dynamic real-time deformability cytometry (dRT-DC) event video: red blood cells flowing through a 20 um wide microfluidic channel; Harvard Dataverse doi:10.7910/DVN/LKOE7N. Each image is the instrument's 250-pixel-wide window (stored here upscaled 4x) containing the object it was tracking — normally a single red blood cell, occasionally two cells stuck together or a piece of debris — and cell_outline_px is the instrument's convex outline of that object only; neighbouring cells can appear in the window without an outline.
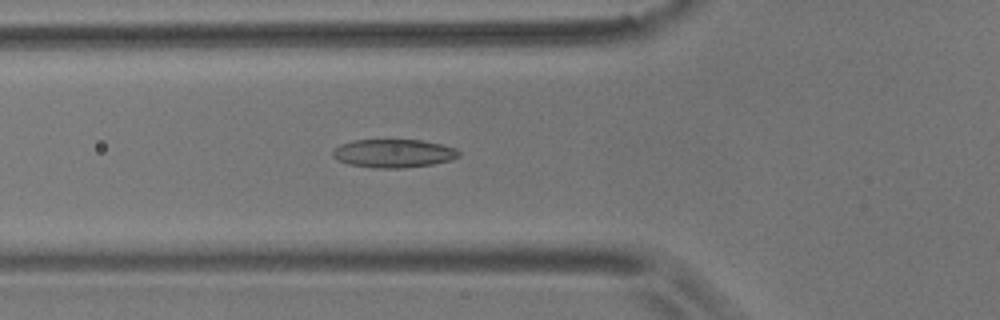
{"species": "common noctule bat (a hibernating species)", "species_latin": "Nyctalus noctula", "temperature_condition": "room temperature", "stored_images_in_passage": 54, "camera_frame_rate_fps": 3000, "um_per_image_px": 0.085, "animal": {"sex": "male", "body_mass_g": 17.9}, "frame": {"image": 1, "passage_image": 18, "time_ms": 5.667, "image_size_px": [1000, 320], "cell_outline_px": [[460, 156], [452, 160], [432, 164], [404, 168], [372, 168], [348, 164], [336, 160], [332, 156], [332, 152], [340, 144], [356, 140], [420, 140], [440, 144], [456, 148], [460, 152]], "centroid_in_image_um": [33.45, 13.04], "position_along_channel_um": 92.4, "area_um2": 20.92}}
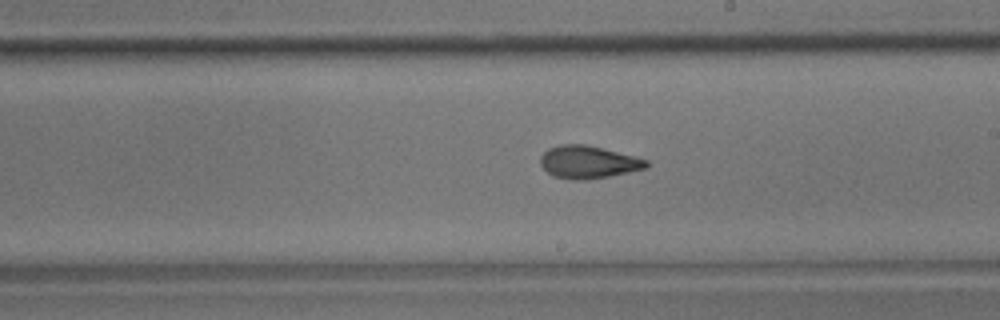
{"frame": {"image": 2, "passage_image": 30, "time_ms": 9.667, "image_size_px": [1000, 320], "cell_outline_px": [[648, 168], [608, 176], [584, 180], [572, 180], [552, 176], [540, 164], [540, 156], [548, 148], [560, 144], [584, 144], [648, 160]], "centroid_in_image_um": [49.95, 13.78], "position_along_channel_um": 239.0, "area_um2": 19.94}}
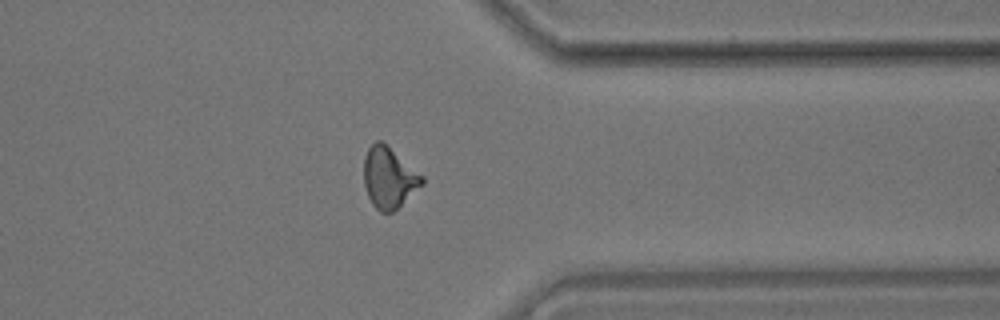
{"frame": {"image": 3, "passage_image": 42, "time_ms": 13.667, "image_size_px": [1000, 320], "cell_outline_px": [[424, 184], [392, 212], [380, 212], [372, 204], [368, 196], [364, 184], [364, 156], [368, 148], [376, 140], [380, 140], [424, 176]], "centroid_in_image_um": [33.06, 15.11], "position_along_channel_um": 378.3, "area_um2": 20.46}, "authors_computed_cell_mechanics": {"area_um2": 19.9988, "velocity_mm_per_s": 3.651, "shape_relaxation_time_tau1_ms": 8.3226, "shape_relaxation_time_tau2_ms": 1.9999, "deformation_change_tau1": 0.1978, "deformation_change_tau2": 0.0963}}